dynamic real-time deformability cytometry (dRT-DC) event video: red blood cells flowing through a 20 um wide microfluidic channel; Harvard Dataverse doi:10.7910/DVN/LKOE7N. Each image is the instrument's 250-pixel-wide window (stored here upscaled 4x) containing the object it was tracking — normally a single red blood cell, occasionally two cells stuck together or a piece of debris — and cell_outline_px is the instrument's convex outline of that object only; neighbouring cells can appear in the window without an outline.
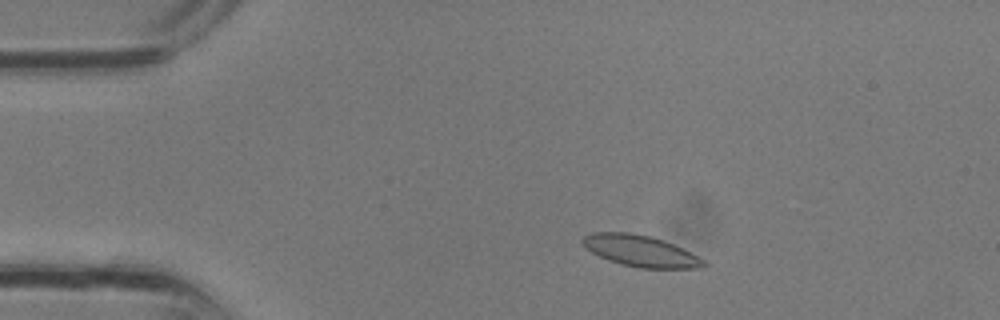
{"species": "common noctule bat (a hibernating species)", "species_latin": "Nyctalus noctula", "temperature_condition": "room temperature", "stored_images_in_passage": 10, "camera_frame_rate_fps": 3000, "um_per_image_px": 0.085, "animal": {"sex": "male", "body_mass_g": 13.3}, "frame": {"image": 1, "passage_image": 4, "time_ms": 1.0, "image_size_px": [1000, 320], "cell_outline_px": [[708, 264], [704, 268], [640, 268], [608, 260], [592, 252], [580, 240], [584, 236], [592, 232], [628, 232], [648, 236], [664, 240], [704, 260]], "centroid_in_image_um": [54.43, 21.33], "position_along_channel_um": 30.6, "area_um2": 21.68}}
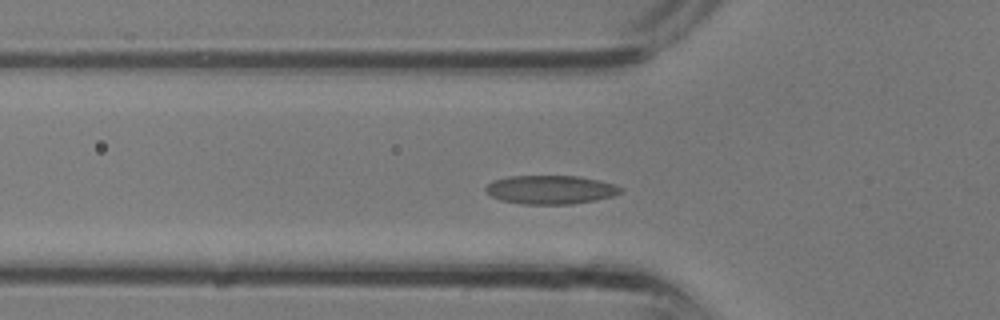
{"frame": {"image": 2, "passage_image": 9, "time_ms": 2.667, "image_size_px": [1000, 320], "cell_outline_px": [[624, 192], [612, 196], [596, 200], [572, 204], [520, 204], [500, 200], [492, 196], [484, 188], [492, 180], [508, 176], [580, 176], [612, 184], [620, 188]], "centroid_in_image_um": [46.76, 16.12], "position_along_channel_um": 79.0, "area_um2": 22.48}}